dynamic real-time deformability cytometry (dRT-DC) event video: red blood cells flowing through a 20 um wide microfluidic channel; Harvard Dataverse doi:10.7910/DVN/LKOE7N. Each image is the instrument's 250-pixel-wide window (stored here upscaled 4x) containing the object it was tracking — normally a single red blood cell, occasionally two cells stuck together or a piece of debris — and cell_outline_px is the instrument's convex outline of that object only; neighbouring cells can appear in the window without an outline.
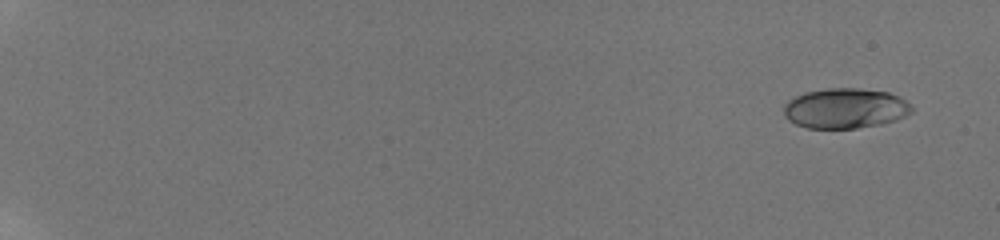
{"species": "human", "species_latin": "Homo sapiens", "temperature_condition": "room temperature", "stored_images_in_passage": 15, "camera_frame_rate_fps": 3000, "um_per_image_px": 0.085, "donor": {"sex": "male"}, "frame": {"image": 1, "passage_image": 2, "time_ms": 1.0, "image_size_px": [1000, 240], "cell_outline_px": [[912, 112], [896, 120], [880, 124], [856, 128], [808, 128], [796, 124], [788, 120], [784, 116], [784, 104], [788, 100], [804, 92], [828, 88], [860, 88], [888, 92], [900, 96], [912, 104]], "centroid_in_image_um": [71.85, 9.2], "position_along_channel_um": 13.1, "area_um2": 30.11}}
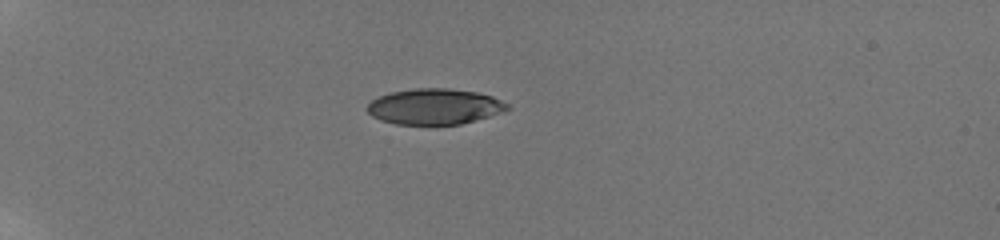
{"frame": {"image": 2, "passage_image": 10, "time_ms": 6.333, "image_size_px": [1000, 240], "cell_outline_px": [[512, 108], [476, 120], [460, 124], [396, 124], [380, 120], [372, 116], [364, 108], [372, 100], [380, 96], [392, 92], [416, 88], [444, 88], [476, 92], [492, 96], [508, 104]], "centroid_in_image_um": [36.91, 9.06], "position_along_channel_um": 48.1, "area_um2": 28.96}}